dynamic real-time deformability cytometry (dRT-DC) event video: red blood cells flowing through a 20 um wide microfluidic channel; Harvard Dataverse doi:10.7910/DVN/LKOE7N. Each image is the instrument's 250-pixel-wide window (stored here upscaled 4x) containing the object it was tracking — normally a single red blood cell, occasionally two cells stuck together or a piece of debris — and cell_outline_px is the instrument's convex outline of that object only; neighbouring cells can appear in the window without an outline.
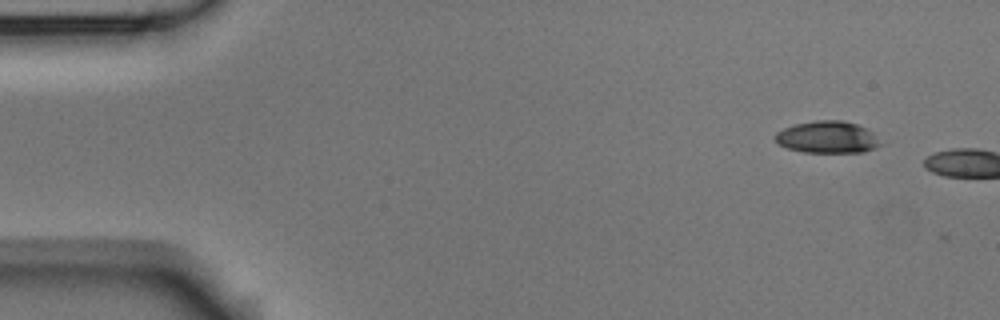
{"species": "Egyptian fruit bat (a non-hibernating species)", "species_latin": "Rousettus aegyptiacus", "temperature_condition": "room temperature", "stored_images_in_passage": 3, "segment_of_instrument_passage": [2, 2], "camera_frame_rate_fps": 3000, "um_per_image_px": 0.085, "animal": {"sex": "male"}, "frame": {"image": 1, "passage_image": 3, "time_ms": 3.0, "image_size_px": [1000, 320], "cell_outline_px": [[884, 144], [864, 152], [804, 152], [788, 148], [780, 144], [772, 136], [776, 132], [784, 128], [796, 124], [816, 120], [844, 120], [868, 128]], "centroid_in_image_um": [70.36, 11.65], "position_along_channel_um": 14.6, "area_um2": 19.71}}